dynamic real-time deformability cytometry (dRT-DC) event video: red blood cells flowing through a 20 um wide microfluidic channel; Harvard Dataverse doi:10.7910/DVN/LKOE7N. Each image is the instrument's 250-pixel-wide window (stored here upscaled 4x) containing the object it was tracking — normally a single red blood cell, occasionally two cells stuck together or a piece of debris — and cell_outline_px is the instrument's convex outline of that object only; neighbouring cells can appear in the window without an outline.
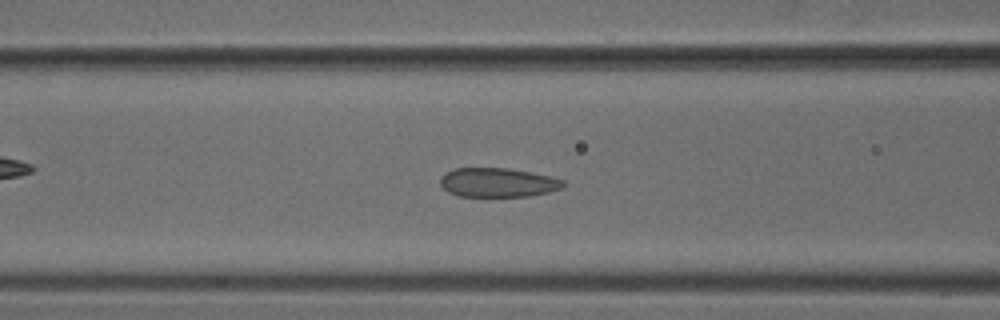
{"species": "common noctule bat (a hibernating species)", "species_latin": "Nyctalus noctula", "temperature_condition": "cold", "stored_images_in_passage": 50, "camera_frame_rate_fps": 3000, "um_per_image_px": 0.085, "animal": {"sex": "male", "body_mass_g": 18.8}, "frame": {"image": 1, "passage_image": 20, "time_ms": 6.333, "image_size_px": [1000, 320], "cell_outline_px": [[564, 188], [548, 192], [528, 196], [460, 196], [448, 192], [440, 184], [440, 176], [456, 168], [508, 168], [552, 176], [564, 180]], "centroid_in_image_um": [42.34, 15.51], "position_along_channel_um": 124.3, "area_um2": 20.87}}
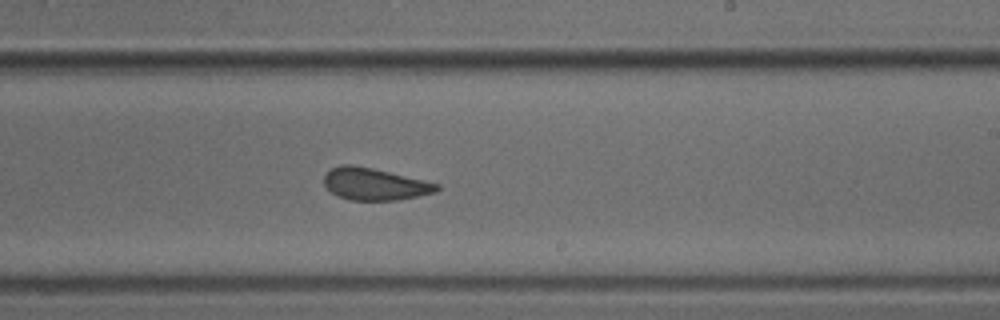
{"frame": {"image": 2, "passage_image": 30, "time_ms": 9.667, "image_size_px": [1000, 320], "cell_outline_px": [[440, 188], [436, 192], [396, 200], [348, 200], [336, 196], [324, 184], [324, 176], [332, 168], [344, 164], [352, 164], [372, 168], [424, 180], [440, 184]], "centroid_in_image_um": [31.84, 15.65], "position_along_channel_um": 257.2, "area_um2": 20.92}}
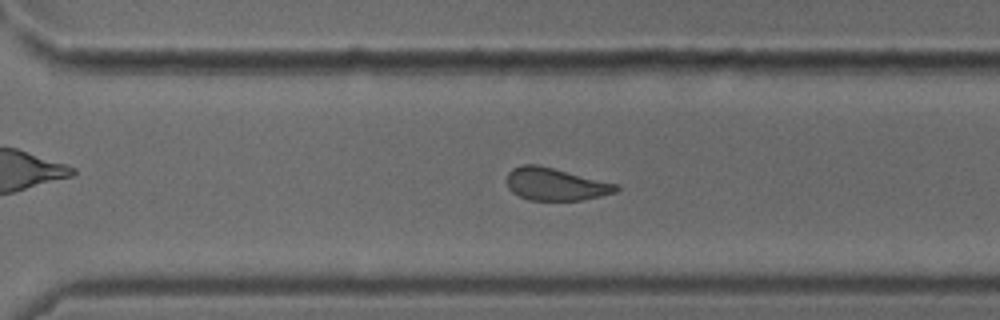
{"frame": {"image": 3, "passage_image": 35, "time_ms": 11.333, "image_size_px": [1000, 320], "cell_outline_px": [[620, 188], [616, 192], [600, 196], [580, 200], [528, 200], [512, 192], [508, 188], [508, 172], [512, 168], [524, 164], [536, 164], [620, 184]], "centroid_in_image_um": [47.24, 15.65], "position_along_channel_um": 323.4, "area_um2": 20.69}}